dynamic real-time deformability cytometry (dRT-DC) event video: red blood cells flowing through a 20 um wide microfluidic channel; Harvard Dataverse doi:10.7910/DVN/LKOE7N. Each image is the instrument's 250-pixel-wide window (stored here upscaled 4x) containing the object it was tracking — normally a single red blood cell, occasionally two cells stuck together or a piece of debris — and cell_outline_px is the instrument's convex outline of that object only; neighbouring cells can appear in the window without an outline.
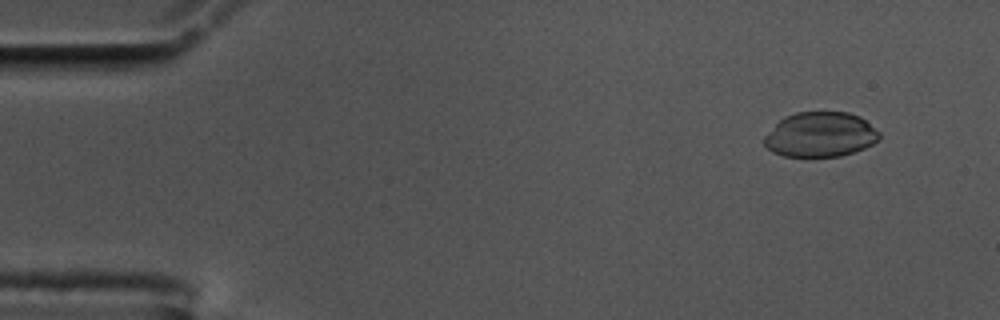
{"species": "common noctule bat (a hibernating species)", "species_latin": "Nyctalus noctula", "temperature_condition": "cold", "stored_images_in_passage": 56, "camera_frame_rate_fps": 3000, "um_per_image_px": 0.085, "animal": {"sex": "male", "body_mass_g": 17.5, "forearm_length_mm": 52.3}, "frame": {"image": 1, "passage_image": 5, "time_ms": 1.333, "image_size_px": [1000, 320], "cell_outline_px": [[880, 136], [872, 144], [864, 148], [840, 156], [784, 156], [772, 152], [764, 144], [764, 136], [784, 116], [796, 112], [848, 112], [860, 116], [880, 132]], "centroid_in_image_um": [69.72, 11.43], "position_along_channel_um": 15.3, "area_um2": 29.94}}
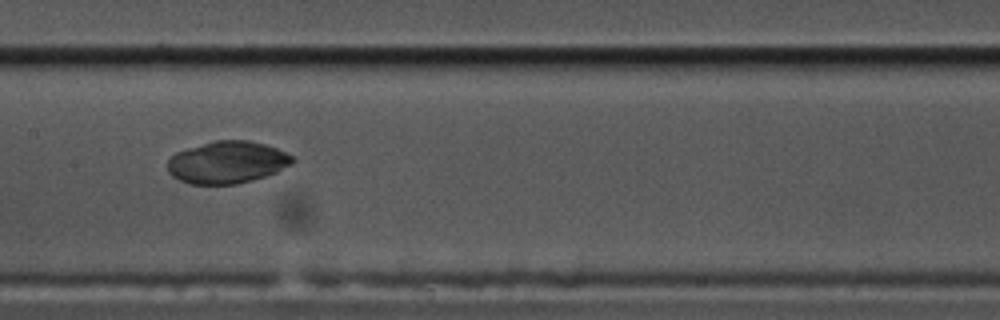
{"frame": {"image": 2, "passage_image": 28, "time_ms": 9.0, "image_size_px": [1000, 320], "cell_outline_px": [[296, 160], [292, 164], [276, 172], [252, 180], [236, 184], [192, 184], [180, 180], [172, 176], [168, 172], [168, 160], [176, 152], [212, 140], [248, 140], [264, 144], [276, 148], [292, 156]], "centroid_in_image_um": [19.31, 13.79], "position_along_channel_um": 188.1, "area_um2": 30.63}}
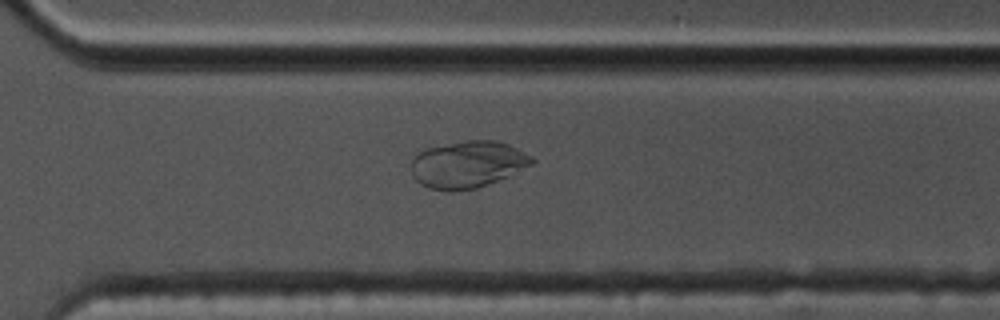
{"frame": {"image": 3, "passage_image": 40, "time_ms": 13.0, "image_size_px": [1000, 320], "cell_outline_px": [[536, 164], [508, 176], [488, 184], [476, 188], [452, 192], [448, 192], [428, 188], [420, 184], [412, 176], [412, 160], [416, 152], [428, 148], [464, 140], [496, 140], [508, 144], [532, 156], [536, 160]], "centroid_in_image_um": [39.76, 13.98], "position_along_channel_um": 330.8, "area_um2": 33.41}}